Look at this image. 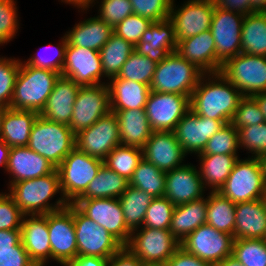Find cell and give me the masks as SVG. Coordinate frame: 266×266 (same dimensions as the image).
<instances>
[{
  "label": "cell",
  "instance_id": "6da1fadb",
  "mask_svg": "<svg viewBox=\"0 0 266 266\" xmlns=\"http://www.w3.org/2000/svg\"><path fill=\"white\" fill-rule=\"evenodd\" d=\"M242 97L222 74L206 73L191 95L190 109L199 116L230 123Z\"/></svg>",
  "mask_w": 266,
  "mask_h": 266
},
{
  "label": "cell",
  "instance_id": "7a4b0ae2",
  "mask_svg": "<svg viewBox=\"0 0 266 266\" xmlns=\"http://www.w3.org/2000/svg\"><path fill=\"white\" fill-rule=\"evenodd\" d=\"M8 188V194L24 214H48L69 204L63 196L57 169L43 177L18 181ZM58 193L60 197L50 203Z\"/></svg>",
  "mask_w": 266,
  "mask_h": 266
},
{
  "label": "cell",
  "instance_id": "3957f363",
  "mask_svg": "<svg viewBox=\"0 0 266 266\" xmlns=\"http://www.w3.org/2000/svg\"><path fill=\"white\" fill-rule=\"evenodd\" d=\"M60 75L49 69L27 65L20 60L10 108L32 110L40 114Z\"/></svg>",
  "mask_w": 266,
  "mask_h": 266
},
{
  "label": "cell",
  "instance_id": "277c9868",
  "mask_svg": "<svg viewBox=\"0 0 266 266\" xmlns=\"http://www.w3.org/2000/svg\"><path fill=\"white\" fill-rule=\"evenodd\" d=\"M27 147L57 168L76 147V135L68 125L49 121L39 115L32 126Z\"/></svg>",
  "mask_w": 266,
  "mask_h": 266
},
{
  "label": "cell",
  "instance_id": "5b68a950",
  "mask_svg": "<svg viewBox=\"0 0 266 266\" xmlns=\"http://www.w3.org/2000/svg\"><path fill=\"white\" fill-rule=\"evenodd\" d=\"M203 74L193 63L174 52L157 63L150 91L177 93L190 99Z\"/></svg>",
  "mask_w": 266,
  "mask_h": 266
},
{
  "label": "cell",
  "instance_id": "8992f818",
  "mask_svg": "<svg viewBox=\"0 0 266 266\" xmlns=\"http://www.w3.org/2000/svg\"><path fill=\"white\" fill-rule=\"evenodd\" d=\"M266 183L259 158L248 156L235 163L224 185L219 189L233 203L262 199Z\"/></svg>",
  "mask_w": 266,
  "mask_h": 266
},
{
  "label": "cell",
  "instance_id": "52a82bcc",
  "mask_svg": "<svg viewBox=\"0 0 266 266\" xmlns=\"http://www.w3.org/2000/svg\"><path fill=\"white\" fill-rule=\"evenodd\" d=\"M103 163L77 147L64 158L56 169L63 196L68 203H74L86 191Z\"/></svg>",
  "mask_w": 266,
  "mask_h": 266
},
{
  "label": "cell",
  "instance_id": "ba28073f",
  "mask_svg": "<svg viewBox=\"0 0 266 266\" xmlns=\"http://www.w3.org/2000/svg\"><path fill=\"white\" fill-rule=\"evenodd\" d=\"M126 247L145 266L165 265L180 247L169 230L141 227L131 232Z\"/></svg>",
  "mask_w": 266,
  "mask_h": 266
},
{
  "label": "cell",
  "instance_id": "9c48e42d",
  "mask_svg": "<svg viewBox=\"0 0 266 266\" xmlns=\"http://www.w3.org/2000/svg\"><path fill=\"white\" fill-rule=\"evenodd\" d=\"M242 96L266 92V57L244 52L228 59L219 72Z\"/></svg>",
  "mask_w": 266,
  "mask_h": 266
},
{
  "label": "cell",
  "instance_id": "30bf717a",
  "mask_svg": "<svg viewBox=\"0 0 266 266\" xmlns=\"http://www.w3.org/2000/svg\"><path fill=\"white\" fill-rule=\"evenodd\" d=\"M73 220L77 256H96L109 259L123 247L112 234L84 215L74 204Z\"/></svg>",
  "mask_w": 266,
  "mask_h": 266
},
{
  "label": "cell",
  "instance_id": "8fae6325",
  "mask_svg": "<svg viewBox=\"0 0 266 266\" xmlns=\"http://www.w3.org/2000/svg\"><path fill=\"white\" fill-rule=\"evenodd\" d=\"M244 15L215 8L210 31L213 35L216 50V73L232 57L241 53V34Z\"/></svg>",
  "mask_w": 266,
  "mask_h": 266
},
{
  "label": "cell",
  "instance_id": "7c38bea8",
  "mask_svg": "<svg viewBox=\"0 0 266 266\" xmlns=\"http://www.w3.org/2000/svg\"><path fill=\"white\" fill-rule=\"evenodd\" d=\"M234 237L203 224L180 242L186 252L197 256L213 266L232 255Z\"/></svg>",
  "mask_w": 266,
  "mask_h": 266
},
{
  "label": "cell",
  "instance_id": "4fadbf2b",
  "mask_svg": "<svg viewBox=\"0 0 266 266\" xmlns=\"http://www.w3.org/2000/svg\"><path fill=\"white\" fill-rule=\"evenodd\" d=\"M69 127L76 135L111 112L107 84L81 86L73 106Z\"/></svg>",
  "mask_w": 266,
  "mask_h": 266
},
{
  "label": "cell",
  "instance_id": "5bb4252c",
  "mask_svg": "<svg viewBox=\"0 0 266 266\" xmlns=\"http://www.w3.org/2000/svg\"><path fill=\"white\" fill-rule=\"evenodd\" d=\"M178 6L172 0L169 14L177 43L210 30L215 9L212 0H187Z\"/></svg>",
  "mask_w": 266,
  "mask_h": 266
},
{
  "label": "cell",
  "instance_id": "9a60e30c",
  "mask_svg": "<svg viewBox=\"0 0 266 266\" xmlns=\"http://www.w3.org/2000/svg\"><path fill=\"white\" fill-rule=\"evenodd\" d=\"M190 109V99L177 93L150 91L145 112L153 131L174 132L177 123Z\"/></svg>",
  "mask_w": 266,
  "mask_h": 266
},
{
  "label": "cell",
  "instance_id": "2e32d148",
  "mask_svg": "<svg viewBox=\"0 0 266 266\" xmlns=\"http://www.w3.org/2000/svg\"><path fill=\"white\" fill-rule=\"evenodd\" d=\"M73 204L84 215L105 228L123 246L128 244L131 231L125 224L118 198L77 199Z\"/></svg>",
  "mask_w": 266,
  "mask_h": 266
},
{
  "label": "cell",
  "instance_id": "e0dca14e",
  "mask_svg": "<svg viewBox=\"0 0 266 266\" xmlns=\"http://www.w3.org/2000/svg\"><path fill=\"white\" fill-rule=\"evenodd\" d=\"M51 260L65 266L77 257V242L73 220V203L47 214Z\"/></svg>",
  "mask_w": 266,
  "mask_h": 266
},
{
  "label": "cell",
  "instance_id": "ac0fdd59",
  "mask_svg": "<svg viewBox=\"0 0 266 266\" xmlns=\"http://www.w3.org/2000/svg\"><path fill=\"white\" fill-rule=\"evenodd\" d=\"M120 144V131L114 112L99 118L92 126L76 134V147L102 161Z\"/></svg>",
  "mask_w": 266,
  "mask_h": 266
},
{
  "label": "cell",
  "instance_id": "d6986e66",
  "mask_svg": "<svg viewBox=\"0 0 266 266\" xmlns=\"http://www.w3.org/2000/svg\"><path fill=\"white\" fill-rule=\"evenodd\" d=\"M61 75L81 86L107 84L102 70L99 51L67 43Z\"/></svg>",
  "mask_w": 266,
  "mask_h": 266
},
{
  "label": "cell",
  "instance_id": "ffe728a7",
  "mask_svg": "<svg viewBox=\"0 0 266 266\" xmlns=\"http://www.w3.org/2000/svg\"><path fill=\"white\" fill-rule=\"evenodd\" d=\"M225 124L228 123L199 116L189 109L177 123L174 133L183 151L187 155H196L203 151L207 141Z\"/></svg>",
  "mask_w": 266,
  "mask_h": 266
},
{
  "label": "cell",
  "instance_id": "44dd1931",
  "mask_svg": "<svg viewBox=\"0 0 266 266\" xmlns=\"http://www.w3.org/2000/svg\"><path fill=\"white\" fill-rule=\"evenodd\" d=\"M164 196L175 206L204 197L206 191L199 170L195 165L184 164L165 172Z\"/></svg>",
  "mask_w": 266,
  "mask_h": 266
},
{
  "label": "cell",
  "instance_id": "7402d4cb",
  "mask_svg": "<svg viewBox=\"0 0 266 266\" xmlns=\"http://www.w3.org/2000/svg\"><path fill=\"white\" fill-rule=\"evenodd\" d=\"M142 153L145 160L163 172L184 165L183 161L187 157L174 132L153 131L143 146Z\"/></svg>",
  "mask_w": 266,
  "mask_h": 266
},
{
  "label": "cell",
  "instance_id": "603a6c76",
  "mask_svg": "<svg viewBox=\"0 0 266 266\" xmlns=\"http://www.w3.org/2000/svg\"><path fill=\"white\" fill-rule=\"evenodd\" d=\"M20 231L21 243L36 266L51 262L47 214H24Z\"/></svg>",
  "mask_w": 266,
  "mask_h": 266
},
{
  "label": "cell",
  "instance_id": "cb8c5ba5",
  "mask_svg": "<svg viewBox=\"0 0 266 266\" xmlns=\"http://www.w3.org/2000/svg\"><path fill=\"white\" fill-rule=\"evenodd\" d=\"M177 41L174 26L168 19L152 22L135 45L139 55L147 56L155 63H160L169 54L176 52Z\"/></svg>",
  "mask_w": 266,
  "mask_h": 266
},
{
  "label": "cell",
  "instance_id": "d4e9b609",
  "mask_svg": "<svg viewBox=\"0 0 266 266\" xmlns=\"http://www.w3.org/2000/svg\"><path fill=\"white\" fill-rule=\"evenodd\" d=\"M56 168L50 162L27 146L12 147L9 152L6 172L10 179L8 187L18 181L46 176Z\"/></svg>",
  "mask_w": 266,
  "mask_h": 266
},
{
  "label": "cell",
  "instance_id": "484cf974",
  "mask_svg": "<svg viewBox=\"0 0 266 266\" xmlns=\"http://www.w3.org/2000/svg\"><path fill=\"white\" fill-rule=\"evenodd\" d=\"M80 87L81 85L72 79L60 75L48 97L45 108L39 115L49 121L69 126Z\"/></svg>",
  "mask_w": 266,
  "mask_h": 266
},
{
  "label": "cell",
  "instance_id": "4316f807",
  "mask_svg": "<svg viewBox=\"0 0 266 266\" xmlns=\"http://www.w3.org/2000/svg\"><path fill=\"white\" fill-rule=\"evenodd\" d=\"M266 204L262 199L236 203L234 239H264Z\"/></svg>",
  "mask_w": 266,
  "mask_h": 266
},
{
  "label": "cell",
  "instance_id": "83f0119b",
  "mask_svg": "<svg viewBox=\"0 0 266 266\" xmlns=\"http://www.w3.org/2000/svg\"><path fill=\"white\" fill-rule=\"evenodd\" d=\"M176 53L204 74L216 73L215 42L210 30L179 41Z\"/></svg>",
  "mask_w": 266,
  "mask_h": 266
},
{
  "label": "cell",
  "instance_id": "f1b7e54d",
  "mask_svg": "<svg viewBox=\"0 0 266 266\" xmlns=\"http://www.w3.org/2000/svg\"><path fill=\"white\" fill-rule=\"evenodd\" d=\"M117 117L121 145L143 148L153 130L145 109L111 110Z\"/></svg>",
  "mask_w": 266,
  "mask_h": 266
},
{
  "label": "cell",
  "instance_id": "f546056e",
  "mask_svg": "<svg viewBox=\"0 0 266 266\" xmlns=\"http://www.w3.org/2000/svg\"><path fill=\"white\" fill-rule=\"evenodd\" d=\"M113 33L111 25L94 16L75 24L65 35L70 45L99 51Z\"/></svg>",
  "mask_w": 266,
  "mask_h": 266
},
{
  "label": "cell",
  "instance_id": "4dcf8cb0",
  "mask_svg": "<svg viewBox=\"0 0 266 266\" xmlns=\"http://www.w3.org/2000/svg\"><path fill=\"white\" fill-rule=\"evenodd\" d=\"M111 110L145 109L150 86L117 77L107 80Z\"/></svg>",
  "mask_w": 266,
  "mask_h": 266
},
{
  "label": "cell",
  "instance_id": "1f68e13d",
  "mask_svg": "<svg viewBox=\"0 0 266 266\" xmlns=\"http://www.w3.org/2000/svg\"><path fill=\"white\" fill-rule=\"evenodd\" d=\"M206 210L207 196L175 206L169 231L179 243L199 226L206 224Z\"/></svg>",
  "mask_w": 266,
  "mask_h": 266
},
{
  "label": "cell",
  "instance_id": "d6a6232c",
  "mask_svg": "<svg viewBox=\"0 0 266 266\" xmlns=\"http://www.w3.org/2000/svg\"><path fill=\"white\" fill-rule=\"evenodd\" d=\"M39 113L7 108L2 121L1 139L10 147L27 146L32 126Z\"/></svg>",
  "mask_w": 266,
  "mask_h": 266
},
{
  "label": "cell",
  "instance_id": "836d02e7",
  "mask_svg": "<svg viewBox=\"0 0 266 266\" xmlns=\"http://www.w3.org/2000/svg\"><path fill=\"white\" fill-rule=\"evenodd\" d=\"M199 163V174L205 189L219 191L230 175L239 155L214 154L197 155Z\"/></svg>",
  "mask_w": 266,
  "mask_h": 266
},
{
  "label": "cell",
  "instance_id": "e575fe53",
  "mask_svg": "<svg viewBox=\"0 0 266 266\" xmlns=\"http://www.w3.org/2000/svg\"><path fill=\"white\" fill-rule=\"evenodd\" d=\"M128 185V180L103 163L96 177L78 199L119 198Z\"/></svg>",
  "mask_w": 266,
  "mask_h": 266
},
{
  "label": "cell",
  "instance_id": "d590c367",
  "mask_svg": "<svg viewBox=\"0 0 266 266\" xmlns=\"http://www.w3.org/2000/svg\"><path fill=\"white\" fill-rule=\"evenodd\" d=\"M241 32V52L266 57V13L245 15Z\"/></svg>",
  "mask_w": 266,
  "mask_h": 266
},
{
  "label": "cell",
  "instance_id": "8d00e7d4",
  "mask_svg": "<svg viewBox=\"0 0 266 266\" xmlns=\"http://www.w3.org/2000/svg\"><path fill=\"white\" fill-rule=\"evenodd\" d=\"M208 193L206 223L219 231L233 235L236 203L231 202L218 191Z\"/></svg>",
  "mask_w": 266,
  "mask_h": 266
},
{
  "label": "cell",
  "instance_id": "74e56055",
  "mask_svg": "<svg viewBox=\"0 0 266 266\" xmlns=\"http://www.w3.org/2000/svg\"><path fill=\"white\" fill-rule=\"evenodd\" d=\"M134 51L135 46L113 33L99 50L104 77H117L122 65Z\"/></svg>",
  "mask_w": 266,
  "mask_h": 266
},
{
  "label": "cell",
  "instance_id": "f35d334b",
  "mask_svg": "<svg viewBox=\"0 0 266 266\" xmlns=\"http://www.w3.org/2000/svg\"><path fill=\"white\" fill-rule=\"evenodd\" d=\"M127 228L132 232L142 227L147 208L153 197L133 186L128 185L125 192L118 198Z\"/></svg>",
  "mask_w": 266,
  "mask_h": 266
},
{
  "label": "cell",
  "instance_id": "ab89813d",
  "mask_svg": "<svg viewBox=\"0 0 266 266\" xmlns=\"http://www.w3.org/2000/svg\"><path fill=\"white\" fill-rule=\"evenodd\" d=\"M129 185L150 194L153 198L163 197L166 186L165 172L142 158L129 180Z\"/></svg>",
  "mask_w": 266,
  "mask_h": 266
},
{
  "label": "cell",
  "instance_id": "60d3db41",
  "mask_svg": "<svg viewBox=\"0 0 266 266\" xmlns=\"http://www.w3.org/2000/svg\"><path fill=\"white\" fill-rule=\"evenodd\" d=\"M142 158L141 148L120 144L107 155L104 164L129 181Z\"/></svg>",
  "mask_w": 266,
  "mask_h": 266
},
{
  "label": "cell",
  "instance_id": "b9f144b4",
  "mask_svg": "<svg viewBox=\"0 0 266 266\" xmlns=\"http://www.w3.org/2000/svg\"><path fill=\"white\" fill-rule=\"evenodd\" d=\"M157 63L147 56L139 55L134 51L117 75L119 79L131 80L146 85H151Z\"/></svg>",
  "mask_w": 266,
  "mask_h": 266
},
{
  "label": "cell",
  "instance_id": "7bdbcfd3",
  "mask_svg": "<svg viewBox=\"0 0 266 266\" xmlns=\"http://www.w3.org/2000/svg\"><path fill=\"white\" fill-rule=\"evenodd\" d=\"M232 256L244 266H266L264 239H234Z\"/></svg>",
  "mask_w": 266,
  "mask_h": 266
},
{
  "label": "cell",
  "instance_id": "ee69618b",
  "mask_svg": "<svg viewBox=\"0 0 266 266\" xmlns=\"http://www.w3.org/2000/svg\"><path fill=\"white\" fill-rule=\"evenodd\" d=\"M238 149V130L228 123L207 141L203 151L197 155H238Z\"/></svg>",
  "mask_w": 266,
  "mask_h": 266
},
{
  "label": "cell",
  "instance_id": "f6af8a7d",
  "mask_svg": "<svg viewBox=\"0 0 266 266\" xmlns=\"http://www.w3.org/2000/svg\"><path fill=\"white\" fill-rule=\"evenodd\" d=\"M96 3L99 2L92 0L88 7H77V9L84 12V10L87 11L90 7L92 8L96 5ZM98 7L99 15L96 16L112 27L123 21L127 16L134 14L129 0H100Z\"/></svg>",
  "mask_w": 266,
  "mask_h": 266
},
{
  "label": "cell",
  "instance_id": "bcb514c9",
  "mask_svg": "<svg viewBox=\"0 0 266 266\" xmlns=\"http://www.w3.org/2000/svg\"><path fill=\"white\" fill-rule=\"evenodd\" d=\"M175 205L165 196L153 198L147 208L143 227L169 230Z\"/></svg>",
  "mask_w": 266,
  "mask_h": 266
},
{
  "label": "cell",
  "instance_id": "7dc6e473",
  "mask_svg": "<svg viewBox=\"0 0 266 266\" xmlns=\"http://www.w3.org/2000/svg\"><path fill=\"white\" fill-rule=\"evenodd\" d=\"M239 150L244 148L251 157L259 158L266 153V121L238 129Z\"/></svg>",
  "mask_w": 266,
  "mask_h": 266
},
{
  "label": "cell",
  "instance_id": "c3c4849f",
  "mask_svg": "<svg viewBox=\"0 0 266 266\" xmlns=\"http://www.w3.org/2000/svg\"><path fill=\"white\" fill-rule=\"evenodd\" d=\"M263 122L265 118L257 101L252 96H243L239 100L230 124L238 130Z\"/></svg>",
  "mask_w": 266,
  "mask_h": 266
},
{
  "label": "cell",
  "instance_id": "681fc988",
  "mask_svg": "<svg viewBox=\"0 0 266 266\" xmlns=\"http://www.w3.org/2000/svg\"><path fill=\"white\" fill-rule=\"evenodd\" d=\"M20 59L0 57V106L10 107Z\"/></svg>",
  "mask_w": 266,
  "mask_h": 266
},
{
  "label": "cell",
  "instance_id": "f907efd6",
  "mask_svg": "<svg viewBox=\"0 0 266 266\" xmlns=\"http://www.w3.org/2000/svg\"><path fill=\"white\" fill-rule=\"evenodd\" d=\"M14 0H0V46L15 38L19 28V14Z\"/></svg>",
  "mask_w": 266,
  "mask_h": 266
},
{
  "label": "cell",
  "instance_id": "816d5d0a",
  "mask_svg": "<svg viewBox=\"0 0 266 266\" xmlns=\"http://www.w3.org/2000/svg\"><path fill=\"white\" fill-rule=\"evenodd\" d=\"M67 43L68 41L66 35L64 34V36L61 37V42L57 44L58 46L56 45V47L52 48L54 49L52 52L53 56L52 54L51 56L50 54L48 56L46 55L44 56V55H39L40 53H38L35 55L33 54L30 58H28L27 61L24 60L23 62L27 65H31L36 68L49 69L61 74L65 62ZM50 46L54 45L49 44L46 46V48H49Z\"/></svg>",
  "mask_w": 266,
  "mask_h": 266
},
{
  "label": "cell",
  "instance_id": "f5cc1de1",
  "mask_svg": "<svg viewBox=\"0 0 266 266\" xmlns=\"http://www.w3.org/2000/svg\"><path fill=\"white\" fill-rule=\"evenodd\" d=\"M152 21L140 15L132 14L113 27L114 33L135 46Z\"/></svg>",
  "mask_w": 266,
  "mask_h": 266
},
{
  "label": "cell",
  "instance_id": "db71d44e",
  "mask_svg": "<svg viewBox=\"0 0 266 266\" xmlns=\"http://www.w3.org/2000/svg\"><path fill=\"white\" fill-rule=\"evenodd\" d=\"M133 13L152 22L163 21L169 18L172 0H129Z\"/></svg>",
  "mask_w": 266,
  "mask_h": 266
},
{
  "label": "cell",
  "instance_id": "11a10c76",
  "mask_svg": "<svg viewBox=\"0 0 266 266\" xmlns=\"http://www.w3.org/2000/svg\"><path fill=\"white\" fill-rule=\"evenodd\" d=\"M24 213L7 192L0 193V230L20 229Z\"/></svg>",
  "mask_w": 266,
  "mask_h": 266
},
{
  "label": "cell",
  "instance_id": "9f6ffc18",
  "mask_svg": "<svg viewBox=\"0 0 266 266\" xmlns=\"http://www.w3.org/2000/svg\"><path fill=\"white\" fill-rule=\"evenodd\" d=\"M0 266H36L30 259L22 243L16 246V252L0 253Z\"/></svg>",
  "mask_w": 266,
  "mask_h": 266
},
{
  "label": "cell",
  "instance_id": "6f0895ef",
  "mask_svg": "<svg viewBox=\"0 0 266 266\" xmlns=\"http://www.w3.org/2000/svg\"><path fill=\"white\" fill-rule=\"evenodd\" d=\"M166 266H213L212 264L199 259L197 256L186 252L179 247L174 255L167 261Z\"/></svg>",
  "mask_w": 266,
  "mask_h": 266
},
{
  "label": "cell",
  "instance_id": "680465c9",
  "mask_svg": "<svg viewBox=\"0 0 266 266\" xmlns=\"http://www.w3.org/2000/svg\"><path fill=\"white\" fill-rule=\"evenodd\" d=\"M108 266H145L126 246L109 258Z\"/></svg>",
  "mask_w": 266,
  "mask_h": 266
},
{
  "label": "cell",
  "instance_id": "91938a15",
  "mask_svg": "<svg viewBox=\"0 0 266 266\" xmlns=\"http://www.w3.org/2000/svg\"><path fill=\"white\" fill-rule=\"evenodd\" d=\"M21 243L20 229L0 230V253L16 252V246Z\"/></svg>",
  "mask_w": 266,
  "mask_h": 266
},
{
  "label": "cell",
  "instance_id": "94428289",
  "mask_svg": "<svg viewBox=\"0 0 266 266\" xmlns=\"http://www.w3.org/2000/svg\"><path fill=\"white\" fill-rule=\"evenodd\" d=\"M214 8L233 11L242 15L251 13V0H212Z\"/></svg>",
  "mask_w": 266,
  "mask_h": 266
},
{
  "label": "cell",
  "instance_id": "6125c7cd",
  "mask_svg": "<svg viewBox=\"0 0 266 266\" xmlns=\"http://www.w3.org/2000/svg\"><path fill=\"white\" fill-rule=\"evenodd\" d=\"M109 259L96 256H77L65 266H108Z\"/></svg>",
  "mask_w": 266,
  "mask_h": 266
},
{
  "label": "cell",
  "instance_id": "be15d7a7",
  "mask_svg": "<svg viewBox=\"0 0 266 266\" xmlns=\"http://www.w3.org/2000/svg\"><path fill=\"white\" fill-rule=\"evenodd\" d=\"M10 147L1 139L0 140V166L6 171Z\"/></svg>",
  "mask_w": 266,
  "mask_h": 266
},
{
  "label": "cell",
  "instance_id": "e7e4bbea",
  "mask_svg": "<svg viewBox=\"0 0 266 266\" xmlns=\"http://www.w3.org/2000/svg\"><path fill=\"white\" fill-rule=\"evenodd\" d=\"M266 13V0H251V13Z\"/></svg>",
  "mask_w": 266,
  "mask_h": 266
},
{
  "label": "cell",
  "instance_id": "03108f58",
  "mask_svg": "<svg viewBox=\"0 0 266 266\" xmlns=\"http://www.w3.org/2000/svg\"><path fill=\"white\" fill-rule=\"evenodd\" d=\"M252 97L257 101L266 121V92L258 93Z\"/></svg>",
  "mask_w": 266,
  "mask_h": 266
},
{
  "label": "cell",
  "instance_id": "003e7915",
  "mask_svg": "<svg viewBox=\"0 0 266 266\" xmlns=\"http://www.w3.org/2000/svg\"><path fill=\"white\" fill-rule=\"evenodd\" d=\"M215 266H244V265L231 255L222 260L221 262L217 263Z\"/></svg>",
  "mask_w": 266,
  "mask_h": 266
},
{
  "label": "cell",
  "instance_id": "a7ac6f4b",
  "mask_svg": "<svg viewBox=\"0 0 266 266\" xmlns=\"http://www.w3.org/2000/svg\"><path fill=\"white\" fill-rule=\"evenodd\" d=\"M92 0H61L62 3L73 5V7H88Z\"/></svg>",
  "mask_w": 266,
  "mask_h": 266
},
{
  "label": "cell",
  "instance_id": "89a4df30",
  "mask_svg": "<svg viewBox=\"0 0 266 266\" xmlns=\"http://www.w3.org/2000/svg\"><path fill=\"white\" fill-rule=\"evenodd\" d=\"M259 160H260V163H261V166H262V171H263V174H264V181L266 183V153L263 154L262 156H260Z\"/></svg>",
  "mask_w": 266,
  "mask_h": 266
},
{
  "label": "cell",
  "instance_id": "2644e50d",
  "mask_svg": "<svg viewBox=\"0 0 266 266\" xmlns=\"http://www.w3.org/2000/svg\"><path fill=\"white\" fill-rule=\"evenodd\" d=\"M6 110H7V107L0 106V140L2 137V121H3Z\"/></svg>",
  "mask_w": 266,
  "mask_h": 266
},
{
  "label": "cell",
  "instance_id": "8c879c8a",
  "mask_svg": "<svg viewBox=\"0 0 266 266\" xmlns=\"http://www.w3.org/2000/svg\"><path fill=\"white\" fill-rule=\"evenodd\" d=\"M263 200H264V202H265V204H266V188H265V191H264Z\"/></svg>",
  "mask_w": 266,
  "mask_h": 266
}]
</instances>
